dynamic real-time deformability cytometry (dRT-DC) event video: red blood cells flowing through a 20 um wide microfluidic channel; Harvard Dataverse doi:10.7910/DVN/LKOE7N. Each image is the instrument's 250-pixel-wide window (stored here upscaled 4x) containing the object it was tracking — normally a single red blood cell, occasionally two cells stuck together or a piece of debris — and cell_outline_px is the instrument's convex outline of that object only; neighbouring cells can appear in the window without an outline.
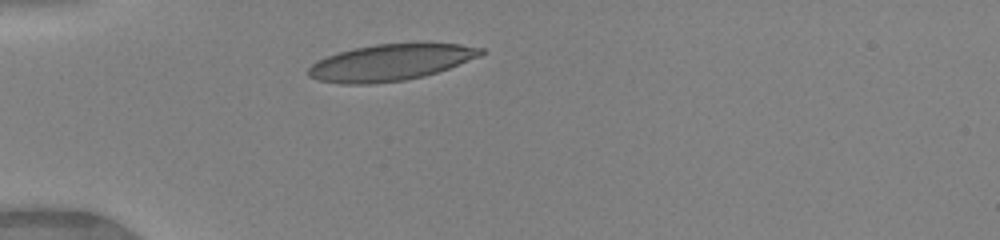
{"species": "human", "species_latin": "Homo sapiens", "temperature_condition": "warm", "stored_images_in_passage": 31, "camera_frame_rate_fps": 3000, "um_per_image_px": 0.085, "donor": {"sex": "female"}, "frame": {"image": 1, "passage_image": 1, "time_ms": 0.0, "image_size_px": [1000, 240], "cell_outline_px": [[484, 52], [480, 56], [448, 68], [424, 76], [404, 80], [368, 84], [340, 84], [316, 80], [308, 76], [308, 68], [312, 64], [328, 56], [340, 52], [356, 48], [376, 44], [460, 44], [484, 48]], "centroid_in_image_um": [33.17, 5.32], "position_along_channel_um": 51.8, "area_um2": 36.07}}
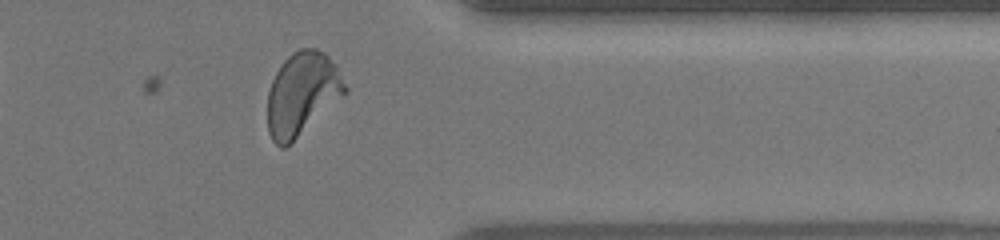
{"frame": {"image": 2, "passage_image": 27, "time_ms": 8.667, "image_size_px": [1000, 240], "cell_outline_px": [[348, 92], [284, 148], [280, 148], [272, 140], [268, 132], [268, 92], [272, 80], [276, 72], [284, 60], [292, 52], [300, 48], [316, 48], [324, 52], [336, 64], [348, 88]], "centroid_in_image_um": [25.69, 7.94], "position_along_channel_um": 385.7, "area_um2": 37.34}, "authors_computed_cell_mechanics": {"area_um2": 36.5296, "velocity_mm_per_s": 4.1297, "shape_relaxation_time_tau1_ms": 3.8122, "shape_relaxation_time_tau2_ms": null, "deformation_change_tau1": 0.1848, "deformation_change_tau2": null}}